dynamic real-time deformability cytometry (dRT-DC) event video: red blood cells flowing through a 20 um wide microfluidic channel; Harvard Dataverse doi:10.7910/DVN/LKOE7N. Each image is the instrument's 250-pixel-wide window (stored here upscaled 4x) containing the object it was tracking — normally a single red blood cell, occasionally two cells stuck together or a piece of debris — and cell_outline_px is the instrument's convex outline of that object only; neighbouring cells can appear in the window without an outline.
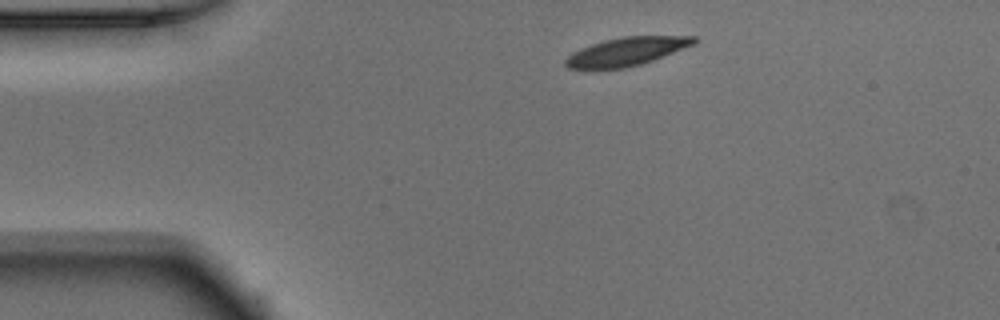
{"species": "Egyptian fruit bat (a non-hibernating species)", "species_latin": "Rousettus aegyptiacus", "temperature_condition": "warm", "stored_images_in_passage": 37, "camera_frame_rate_fps": 3000, "um_per_image_px": 0.085, "animal": {"sex": "male"}, "frame": {"image": 1, "passage_image": 1, "time_ms": 0.0, "image_size_px": [1000, 320], "cell_outline_px": [[700, 40], [696, 44], [652, 60], [640, 64], [624, 68], [568, 68], [564, 64], [564, 60], [572, 52], [580, 48], [604, 40], [624, 36], [696, 36]], "centroid_in_image_um": [53.29, 4.36], "position_along_channel_um": 31.7, "area_um2": 21.1}}
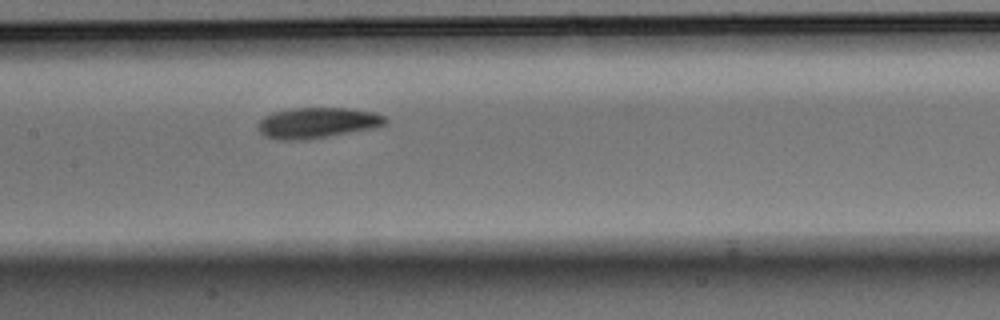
{"frame": {"image": 2, "passage_image": 16, "time_ms": 5.0, "image_size_px": [1000, 320], "cell_outline_px": [[388, 120], [384, 124], [376, 128], [304, 140], [276, 140], [264, 136], [256, 128], [260, 120], [264, 116], [272, 112], [292, 108], [348, 108], [376, 112], [384, 116]], "centroid_in_image_um": [26.95, 10.44], "position_along_channel_um": 180.5, "area_um2": 23.0}}
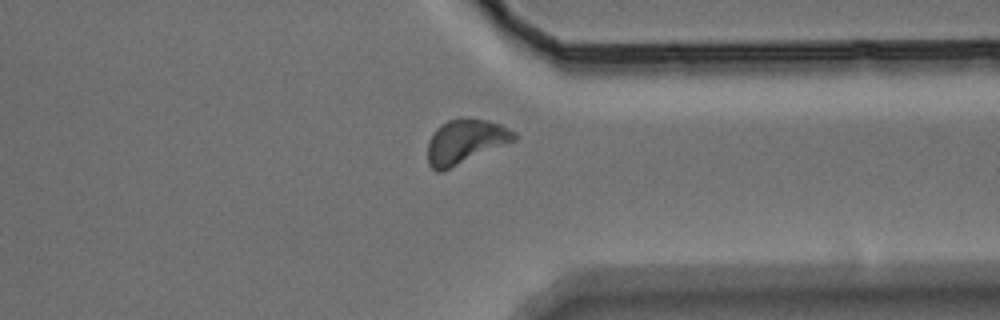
{"frame": {"image": 3, "passage_image": 31, "time_ms": 10.0, "image_size_px": [1000, 320], "cell_outline_px": [[516, 140], [440, 172], [436, 172], [428, 164], [428, 140], [436, 128], [440, 124], [448, 120], [460, 116], [488, 120], [500, 124], [516, 132]], "centroid_in_image_um": [39.53, 11.99], "position_along_channel_um": 371.9, "area_um2": 22.43}, "authors_computed_cell_mechanics": {"area_um2": 22.0796, "velocity_mm_per_s": 3.8815, "shape_relaxation_time_tau1_ms": 3.1073, "shape_relaxation_time_tau2_ms": null, "deformation_change_tau1": 0.1102, "deformation_change_tau2": null}}